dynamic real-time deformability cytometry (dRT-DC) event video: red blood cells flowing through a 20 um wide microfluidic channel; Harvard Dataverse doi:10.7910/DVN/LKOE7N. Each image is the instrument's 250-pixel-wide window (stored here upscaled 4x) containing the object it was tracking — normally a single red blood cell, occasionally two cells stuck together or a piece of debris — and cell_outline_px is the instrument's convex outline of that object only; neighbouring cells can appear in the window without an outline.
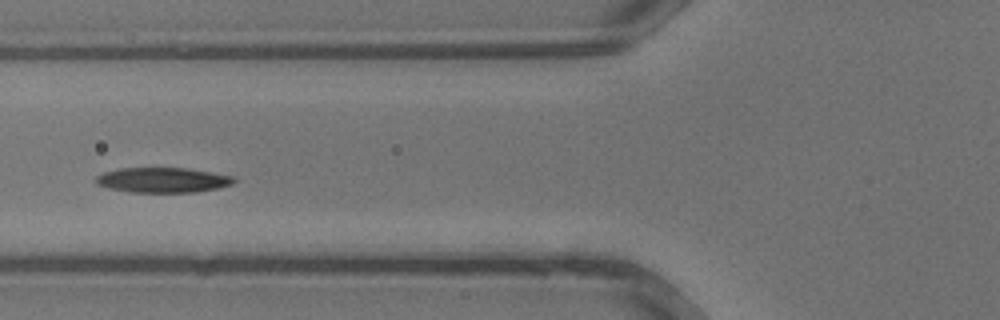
{"species": "common noctule bat (a hibernating species)", "species_latin": "Nyctalus noctula", "temperature_condition": "warm", "stored_images_in_passage": 18, "camera_frame_rate_fps": 3000, "um_per_image_px": 0.085, "animal": {"sex": "male", "body_mass_g": 13.3}, "frame": {"image": 1, "passage_image": 3, "time_ms": 0.667, "image_size_px": [1000, 320], "cell_outline_px": [[236, 180], [232, 184], [216, 188], [196, 192], [132, 192], [112, 188], [96, 184], [96, 176], [104, 172], [120, 168], [188, 168], [236, 176]], "centroid_in_image_um": [13.88, 15.29], "position_along_channel_um": 111.9, "area_um2": 20.06}}
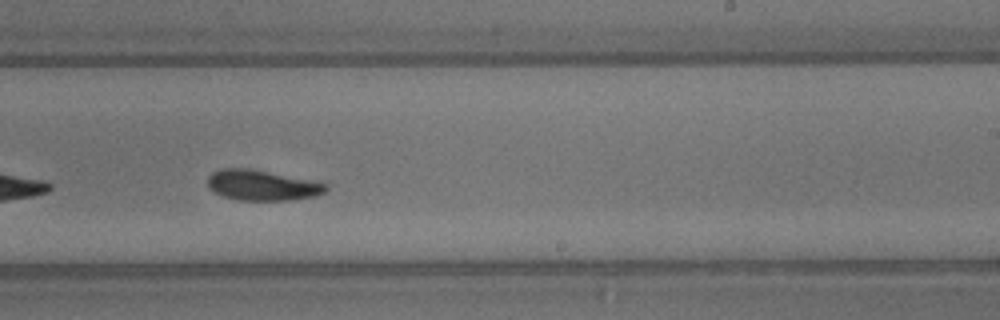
{"frame": {"image": 2, "passage_image": 11, "time_ms": 3.333, "image_size_px": [1000, 320], "cell_outline_px": [[328, 188], [324, 192], [312, 196], [292, 200], [240, 200], [224, 196], [208, 188], [208, 176], [212, 172], [220, 168], [248, 168], [328, 184]], "centroid_in_image_um": [22.23, 15.74], "position_along_channel_um": 266.8, "area_um2": 20.58}}